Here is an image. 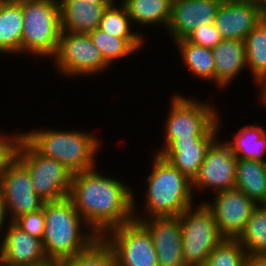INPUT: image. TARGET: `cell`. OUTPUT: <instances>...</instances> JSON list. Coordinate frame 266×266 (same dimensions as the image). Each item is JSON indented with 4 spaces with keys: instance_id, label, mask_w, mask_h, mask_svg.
I'll list each match as a JSON object with an SVG mask.
<instances>
[{
    "instance_id": "obj_19",
    "label": "cell",
    "mask_w": 266,
    "mask_h": 266,
    "mask_svg": "<svg viewBox=\"0 0 266 266\" xmlns=\"http://www.w3.org/2000/svg\"><path fill=\"white\" fill-rule=\"evenodd\" d=\"M215 67V84L221 88L234 82L247 68L246 49L243 40L223 39L212 48ZM242 70V71H241Z\"/></svg>"
},
{
    "instance_id": "obj_18",
    "label": "cell",
    "mask_w": 266,
    "mask_h": 266,
    "mask_svg": "<svg viewBox=\"0 0 266 266\" xmlns=\"http://www.w3.org/2000/svg\"><path fill=\"white\" fill-rule=\"evenodd\" d=\"M265 17L254 3L222 1L214 24L223 39L244 41Z\"/></svg>"
},
{
    "instance_id": "obj_9",
    "label": "cell",
    "mask_w": 266,
    "mask_h": 266,
    "mask_svg": "<svg viewBox=\"0 0 266 266\" xmlns=\"http://www.w3.org/2000/svg\"><path fill=\"white\" fill-rule=\"evenodd\" d=\"M58 73L65 77H89L103 74L110 66L89 34L61 30L56 54L52 57Z\"/></svg>"
},
{
    "instance_id": "obj_6",
    "label": "cell",
    "mask_w": 266,
    "mask_h": 266,
    "mask_svg": "<svg viewBox=\"0 0 266 266\" xmlns=\"http://www.w3.org/2000/svg\"><path fill=\"white\" fill-rule=\"evenodd\" d=\"M14 156L28 169L35 192L45 202L69 197L73 173L62 163L38 153L21 135Z\"/></svg>"
},
{
    "instance_id": "obj_23",
    "label": "cell",
    "mask_w": 266,
    "mask_h": 266,
    "mask_svg": "<svg viewBox=\"0 0 266 266\" xmlns=\"http://www.w3.org/2000/svg\"><path fill=\"white\" fill-rule=\"evenodd\" d=\"M233 140L225 141L238 159H252L266 162V129L257 123L247 124L236 134H231Z\"/></svg>"
},
{
    "instance_id": "obj_38",
    "label": "cell",
    "mask_w": 266,
    "mask_h": 266,
    "mask_svg": "<svg viewBox=\"0 0 266 266\" xmlns=\"http://www.w3.org/2000/svg\"><path fill=\"white\" fill-rule=\"evenodd\" d=\"M253 3L266 16V0H253Z\"/></svg>"
},
{
    "instance_id": "obj_42",
    "label": "cell",
    "mask_w": 266,
    "mask_h": 266,
    "mask_svg": "<svg viewBox=\"0 0 266 266\" xmlns=\"http://www.w3.org/2000/svg\"><path fill=\"white\" fill-rule=\"evenodd\" d=\"M0 266H2L1 251H0Z\"/></svg>"
},
{
    "instance_id": "obj_27",
    "label": "cell",
    "mask_w": 266,
    "mask_h": 266,
    "mask_svg": "<svg viewBox=\"0 0 266 266\" xmlns=\"http://www.w3.org/2000/svg\"><path fill=\"white\" fill-rule=\"evenodd\" d=\"M247 69L255 86L266 77V17L244 39Z\"/></svg>"
},
{
    "instance_id": "obj_13",
    "label": "cell",
    "mask_w": 266,
    "mask_h": 266,
    "mask_svg": "<svg viewBox=\"0 0 266 266\" xmlns=\"http://www.w3.org/2000/svg\"><path fill=\"white\" fill-rule=\"evenodd\" d=\"M220 140L218 137L207 150L197 176L192 181L193 193L197 190H213L215 193L235 188L237 158L225 139Z\"/></svg>"
},
{
    "instance_id": "obj_41",
    "label": "cell",
    "mask_w": 266,
    "mask_h": 266,
    "mask_svg": "<svg viewBox=\"0 0 266 266\" xmlns=\"http://www.w3.org/2000/svg\"><path fill=\"white\" fill-rule=\"evenodd\" d=\"M222 1H227V2H248V3H253V0H222Z\"/></svg>"
},
{
    "instance_id": "obj_16",
    "label": "cell",
    "mask_w": 266,
    "mask_h": 266,
    "mask_svg": "<svg viewBox=\"0 0 266 266\" xmlns=\"http://www.w3.org/2000/svg\"><path fill=\"white\" fill-rule=\"evenodd\" d=\"M222 0H173L167 31L176 42L185 39L197 26L214 23Z\"/></svg>"
},
{
    "instance_id": "obj_2",
    "label": "cell",
    "mask_w": 266,
    "mask_h": 266,
    "mask_svg": "<svg viewBox=\"0 0 266 266\" xmlns=\"http://www.w3.org/2000/svg\"><path fill=\"white\" fill-rule=\"evenodd\" d=\"M44 222L42 243L49 261L60 263L72 258L99 239L76 211L69 197L45 202Z\"/></svg>"
},
{
    "instance_id": "obj_7",
    "label": "cell",
    "mask_w": 266,
    "mask_h": 266,
    "mask_svg": "<svg viewBox=\"0 0 266 266\" xmlns=\"http://www.w3.org/2000/svg\"><path fill=\"white\" fill-rule=\"evenodd\" d=\"M182 259L185 266H205L212 250L224 239L212 211L200 202L180 215Z\"/></svg>"
},
{
    "instance_id": "obj_8",
    "label": "cell",
    "mask_w": 266,
    "mask_h": 266,
    "mask_svg": "<svg viewBox=\"0 0 266 266\" xmlns=\"http://www.w3.org/2000/svg\"><path fill=\"white\" fill-rule=\"evenodd\" d=\"M171 99L162 148L175 138L203 137L218 123V110L211 102H201L181 93Z\"/></svg>"
},
{
    "instance_id": "obj_25",
    "label": "cell",
    "mask_w": 266,
    "mask_h": 266,
    "mask_svg": "<svg viewBox=\"0 0 266 266\" xmlns=\"http://www.w3.org/2000/svg\"><path fill=\"white\" fill-rule=\"evenodd\" d=\"M132 24L145 26L169 24L173 0H121ZM135 22V23H134Z\"/></svg>"
},
{
    "instance_id": "obj_40",
    "label": "cell",
    "mask_w": 266,
    "mask_h": 266,
    "mask_svg": "<svg viewBox=\"0 0 266 266\" xmlns=\"http://www.w3.org/2000/svg\"><path fill=\"white\" fill-rule=\"evenodd\" d=\"M58 264L59 263L55 261H47V262H44L42 264L35 265V266H57Z\"/></svg>"
},
{
    "instance_id": "obj_39",
    "label": "cell",
    "mask_w": 266,
    "mask_h": 266,
    "mask_svg": "<svg viewBox=\"0 0 266 266\" xmlns=\"http://www.w3.org/2000/svg\"><path fill=\"white\" fill-rule=\"evenodd\" d=\"M95 5H110L114 0H84Z\"/></svg>"
},
{
    "instance_id": "obj_1",
    "label": "cell",
    "mask_w": 266,
    "mask_h": 266,
    "mask_svg": "<svg viewBox=\"0 0 266 266\" xmlns=\"http://www.w3.org/2000/svg\"><path fill=\"white\" fill-rule=\"evenodd\" d=\"M134 189L98 169L74 173L69 198L87 226L101 238L134 219Z\"/></svg>"
},
{
    "instance_id": "obj_21",
    "label": "cell",
    "mask_w": 266,
    "mask_h": 266,
    "mask_svg": "<svg viewBox=\"0 0 266 266\" xmlns=\"http://www.w3.org/2000/svg\"><path fill=\"white\" fill-rule=\"evenodd\" d=\"M22 0H0V54H21Z\"/></svg>"
},
{
    "instance_id": "obj_3",
    "label": "cell",
    "mask_w": 266,
    "mask_h": 266,
    "mask_svg": "<svg viewBox=\"0 0 266 266\" xmlns=\"http://www.w3.org/2000/svg\"><path fill=\"white\" fill-rule=\"evenodd\" d=\"M151 172L146 177L145 212L142 215L137 207L134 195V219L152 217H178L187 208L194 205L192 181L184 176L169 161L154 153ZM139 215H138V214Z\"/></svg>"
},
{
    "instance_id": "obj_36",
    "label": "cell",
    "mask_w": 266,
    "mask_h": 266,
    "mask_svg": "<svg viewBox=\"0 0 266 266\" xmlns=\"http://www.w3.org/2000/svg\"><path fill=\"white\" fill-rule=\"evenodd\" d=\"M8 219H9V216L7 214V211H6V206H5L3 197L0 193V232L1 231L3 232V230L7 227V224L10 223V220H8ZM5 223H6V226H5ZM0 237H1V234H0Z\"/></svg>"
},
{
    "instance_id": "obj_28",
    "label": "cell",
    "mask_w": 266,
    "mask_h": 266,
    "mask_svg": "<svg viewBox=\"0 0 266 266\" xmlns=\"http://www.w3.org/2000/svg\"><path fill=\"white\" fill-rule=\"evenodd\" d=\"M238 240L247 255L266 253V204L255 208Z\"/></svg>"
},
{
    "instance_id": "obj_34",
    "label": "cell",
    "mask_w": 266,
    "mask_h": 266,
    "mask_svg": "<svg viewBox=\"0 0 266 266\" xmlns=\"http://www.w3.org/2000/svg\"><path fill=\"white\" fill-rule=\"evenodd\" d=\"M20 137V133L3 134L0 131V176L4 171L7 162L14 156L15 147Z\"/></svg>"
},
{
    "instance_id": "obj_33",
    "label": "cell",
    "mask_w": 266,
    "mask_h": 266,
    "mask_svg": "<svg viewBox=\"0 0 266 266\" xmlns=\"http://www.w3.org/2000/svg\"><path fill=\"white\" fill-rule=\"evenodd\" d=\"M22 231L31 236L42 239L44 234V206L43 209L23 215L13 222Z\"/></svg>"
},
{
    "instance_id": "obj_14",
    "label": "cell",
    "mask_w": 266,
    "mask_h": 266,
    "mask_svg": "<svg viewBox=\"0 0 266 266\" xmlns=\"http://www.w3.org/2000/svg\"><path fill=\"white\" fill-rule=\"evenodd\" d=\"M220 125V117H218V123L205 136L172 139L164 148L156 151V154L169 161L184 176L193 181L207 150L219 137Z\"/></svg>"
},
{
    "instance_id": "obj_11",
    "label": "cell",
    "mask_w": 266,
    "mask_h": 266,
    "mask_svg": "<svg viewBox=\"0 0 266 266\" xmlns=\"http://www.w3.org/2000/svg\"><path fill=\"white\" fill-rule=\"evenodd\" d=\"M0 193L10 222L43 209L45 201L35 192L28 169L13 156L0 176Z\"/></svg>"
},
{
    "instance_id": "obj_5",
    "label": "cell",
    "mask_w": 266,
    "mask_h": 266,
    "mask_svg": "<svg viewBox=\"0 0 266 266\" xmlns=\"http://www.w3.org/2000/svg\"><path fill=\"white\" fill-rule=\"evenodd\" d=\"M22 9L21 53L52 59L62 30L59 0H22Z\"/></svg>"
},
{
    "instance_id": "obj_24",
    "label": "cell",
    "mask_w": 266,
    "mask_h": 266,
    "mask_svg": "<svg viewBox=\"0 0 266 266\" xmlns=\"http://www.w3.org/2000/svg\"><path fill=\"white\" fill-rule=\"evenodd\" d=\"M115 1L105 9L99 23V29L112 36L124 38L138 52L146 40L141 31L136 32L133 30L134 28L131 26L132 23L124 5L122 3L117 5Z\"/></svg>"
},
{
    "instance_id": "obj_15",
    "label": "cell",
    "mask_w": 266,
    "mask_h": 266,
    "mask_svg": "<svg viewBox=\"0 0 266 266\" xmlns=\"http://www.w3.org/2000/svg\"><path fill=\"white\" fill-rule=\"evenodd\" d=\"M151 235L158 266H185L182 259L180 217H152L137 220Z\"/></svg>"
},
{
    "instance_id": "obj_4",
    "label": "cell",
    "mask_w": 266,
    "mask_h": 266,
    "mask_svg": "<svg viewBox=\"0 0 266 266\" xmlns=\"http://www.w3.org/2000/svg\"><path fill=\"white\" fill-rule=\"evenodd\" d=\"M32 130L20 135L41 155L62 163L73 174L96 168L95 158L102 141L94 133L55 128Z\"/></svg>"
},
{
    "instance_id": "obj_32",
    "label": "cell",
    "mask_w": 266,
    "mask_h": 266,
    "mask_svg": "<svg viewBox=\"0 0 266 266\" xmlns=\"http://www.w3.org/2000/svg\"><path fill=\"white\" fill-rule=\"evenodd\" d=\"M186 39L196 45L210 49L214 48L223 40L214 23L197 26Z\"/></svg>"
},
{
    "instance_id": "obj_20",
    "label": "cell",
    "mask_w": 266,
    "mask_h": 266,
    "mask_svg": "<svg viewBox=\"0 0 266 266\" xmlns=\"http://www.w3.org/2000/svg\"><path fill=\"white\" fill-rule=\"evenodd\" d=\"M61 29L71 33L89 34L99 28L108 5H95L84 0H59Z\"/></svg>"
},
{
    "instance_id": "obj_10",
    "label": "cell",
    "mask_w": 266,
    "mask_h": 266,
    "mask_svg": "<svg viewBox=\"0 0 266 266\" xmlns=\"http://www.w3.org/2000/svg\"><path fill=\"white\" fill-rule=\"evenodd\" d=\"M101 238L113 252L117 266H158L151 235L135 219L109 230Z\"/></svg>"
},
{
    "instance_id": "obj_29",
    "label": "cell",
    "mask_w": 266,
    "mask_h": 266,
    "mask_svg": "<svg viewBox=\"0 0 266 266\" xmlns=\"http://www.w3.org/2000/svg\"><path fill=\"white\" fill-rule=\"evenodd\" d=\"M89 35L110 67L118 59H123L137 53L124 38L112 36L99 28L90 32Z\"/></svg>"
},
{
    "instance_id": "obj_26",
    "label": "cell",
    "mask_w": 266,
    "mask_h": 266,
    "mask_svg": "<svg viewBox=\"0 0 266 266\" xmlns=\"http://www.w3.org/2000/svg\"><path fill=\"white\" fill-rule=\"evenodd\" d=\"M178 55L189 73L198 79L215 82V67L212 49L196 45L186 38L174 42Z\"/></svg>"
},
{
    "instance_id": "obj_31",
    "label": "cell",
    "mask_w": 266,
    "mask_h": 266,
    "mask_svg": "<svg viewBox=\"0 0 266 266\" xmlns=\"http://www.w3.org/2000/svg\"><path fill=\"white\" fill-rule=\"evenodd\" d=\"M59 264L61 266H117L113 252L102 238L96 240L84 252Z\"/></svg>"
},
{
    "instance_id": "obj_12",
    "label": "cell",
    "mask_w": 266,
    "mask_h": 266,
    "mask_svg": "<svg viewBox=\"0 0 266 266\" xmlns=\"http://www.w3.org/2000/svg\"><path fill=\"white\" fill-rule=\"evenodd\" d=\"M214 201H203L212 211L224 238L238 239L258 204L237 188L215 192Z\"/></svg>"
},
{
    "instance_id": "obj_22",
    "label": "cell",
    "mask_w": 266,
    "mask_h": 266,
    "mask_svg": "<svg viewBox=\"0 0 266 266\" xmlns=\"http://www.w3.org/2000/svg\"><path fill=\"white\" fill-rule=\"evenodd\" d=\"M235 188L258 205L266 204V162L237 158Z\"/></svg>"
},
{
    "instance_id": "obj_17",
    "label": "cell",
    "mask_w": 266,
    "mask_h": 266,
    "mask_svg": "<svg viewBox=\"0 0 266 266\" xmlns=\"http://www.w3.org/2000/svg\"><path fill=\"white\" fill-rule=\"evenodd\" d=\"M0 242L3 266H35L49 261L42 239L31 236L10 222Z\"/></svg>"
},
{
    "instance_id": "obj_37",
    "label": "cell",
    "mask_w": 266,
    "mask_h": 266,
    "mask_svg": "<svg viewBox=\"0 0 266 266\" xmlns=\"http://www.w3.org/2000/svg\"><path fill=\"white\" fill-rule=\"evenodd\" d=\"M257 87L259 88V90L261 89L259 100L262 104L266 105V77L257 84Z\"/></svg>"
},
{
    "instance_id": "obj_30",
    "label": "cell",
    "mask_w": 266,
    "mask_h": 266,
    "mask_svg": "<svg viewBox=\"0 0 266 266\" xmlns=\"http://www.w3.org/2000/svg\"><path fill=\"white\" fill-rule=\"evenodd\" d=\"M205 266H247V253L238 239L224 238L209 254Z\"/></svg>"
},
{
    "instance_id": "obj_35",
    "label": "cell",
    "mask_w": 266,
    "mask_h": 266,
    "mask_svg": "<svg viewBox=\"0 0 266 266\" xmlns=\"http://www.w3.org/2000/svg\"><path fill=\"white\" fill-rule=\"evenodd\" d=\"M247 266H266V253L247 255Z\"/></svg>"
}]
</instances>
